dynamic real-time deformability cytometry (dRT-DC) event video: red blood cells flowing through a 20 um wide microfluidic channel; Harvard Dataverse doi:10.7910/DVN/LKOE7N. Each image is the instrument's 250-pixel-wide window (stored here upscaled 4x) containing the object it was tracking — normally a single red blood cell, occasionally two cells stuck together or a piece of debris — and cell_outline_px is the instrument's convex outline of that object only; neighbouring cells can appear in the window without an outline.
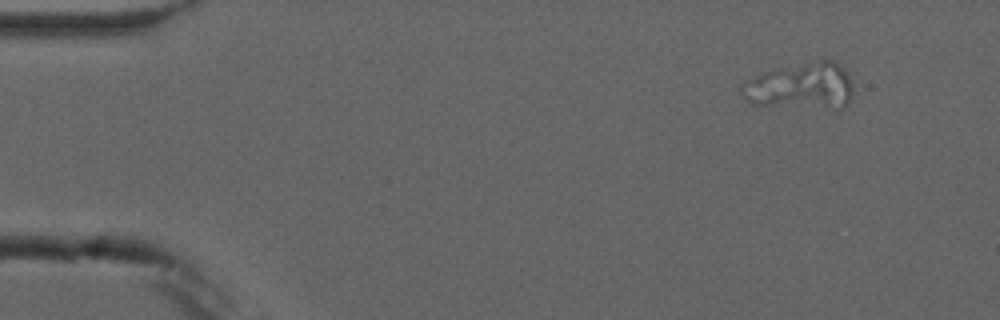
{"species": "common noctule bat (a hibernating species)", "species_latin": "Nyctalus noctula", "temperature_condition": "cold", "stored_images_in_passage": 10, "camera_frame_rate_fps": 3000, "um_per_image_px": 0.085, "animal": {"sex": "male", "forearm_length_mm": 52.5}, "frame": {"image": 1, "passage_image": 1, "time_ms": 0.0, "image_size_px": [1000, 320], "cell_outline_px": [[852, 96], [848, 104], [844, 108], [836, 108], [752, 104], [748, 100], [740, 88], [740, 84], [764, 72], [776, 68], [812, 60], [836, 60], [848, 72], [852, 84]], "centroid_in_image_um": [68.15, 7.29], "position_along_channel_um": 16.9, "area_um2": 30.29}}